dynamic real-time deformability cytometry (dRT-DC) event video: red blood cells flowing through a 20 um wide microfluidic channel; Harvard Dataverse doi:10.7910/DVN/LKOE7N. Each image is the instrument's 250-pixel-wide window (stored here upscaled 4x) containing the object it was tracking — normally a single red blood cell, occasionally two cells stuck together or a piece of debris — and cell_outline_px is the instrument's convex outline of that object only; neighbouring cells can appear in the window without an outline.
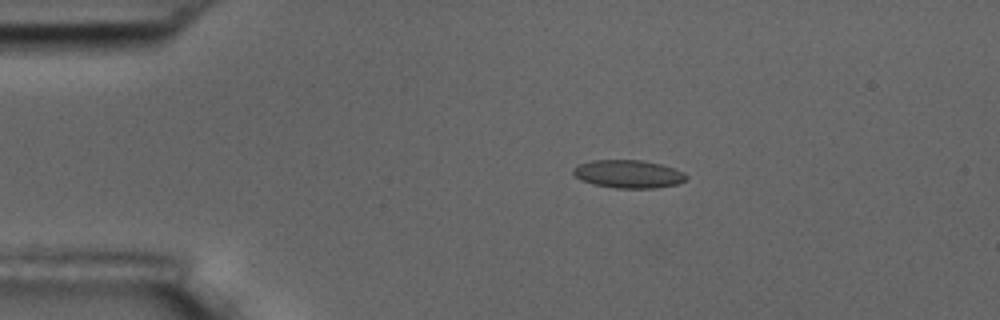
{"species": "common noctule bat (a hibernating species)", "species_latin": "Nyctalus noctula", "temperature_condition": "room temperature", "stored_images_in_passage": 10, "camera_frame_rate_fps": 3000, "um_per_image_px": 0.085, "animal": {"sex": "male", "body_mass_g": 17.5, "forearm_length_mm": 52.3}, "frame": {"image": 1, "passage_image": 2, "time_ms": 1.0, "image_size_px": [1000, 320], "cell_outline_px": [[688, 176], [684, 180], [676, 184], [656, 188], [616, 188], [592, 184], [580, 180], [572, 172], [572, 168], [580, 164], [592, 160], [640, 160], [660, 164], [684, 172]], "centroid_in_image_um": [53.38, 14.79], "position_along_channel_um": 31.6, "area_um2": 18.38}}
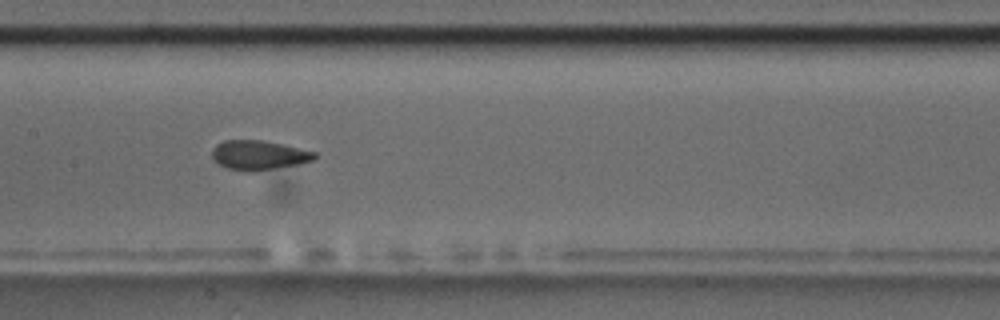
{"frame": {"image": 2, "passage_image": 7, "time_ms": 6.667, "image_size_px": [1000, 320], "cell_outline_px": [[316, 156], [312, 160], [296, 164], [252, 172], [244, 172], [228, 168], [212, 160], [212, 148], [216, 144], [224, 140], [264, 140], [284, 144], [316, 152]], "centroid_in_image_um": [21.95, 13.17], "position_along_channel_um": 185.4, "area_um2": 17.63}}
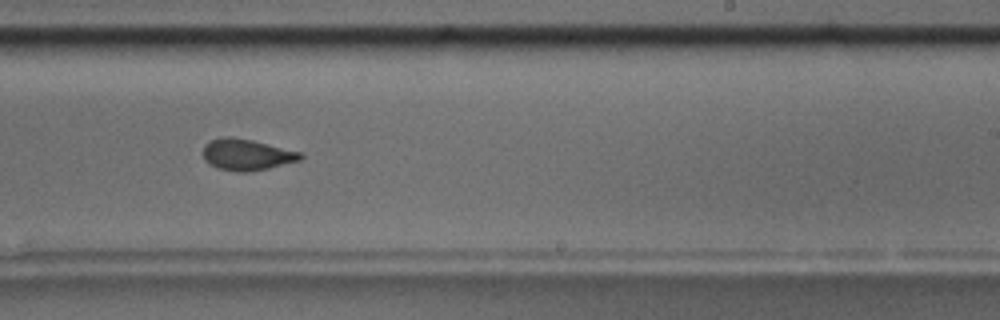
{"frame": {"image": 3, "passage_image": 9, "time_ms": 9.0, "image_size_px": [1000, 320], "cell_outline_px": [[304, 156], [300, 160], [268, 168], [248, 172], [236, 172], [216, 168], [208, 164], [204, 160], [204, 144], [208, 140], [220, 136], [232, 136], [252, 140], [304, 152]], "centroid_in_image_um": [20.95, 13.13], "position_along_channel_um": 268.0, "area_um2": 18.15}}